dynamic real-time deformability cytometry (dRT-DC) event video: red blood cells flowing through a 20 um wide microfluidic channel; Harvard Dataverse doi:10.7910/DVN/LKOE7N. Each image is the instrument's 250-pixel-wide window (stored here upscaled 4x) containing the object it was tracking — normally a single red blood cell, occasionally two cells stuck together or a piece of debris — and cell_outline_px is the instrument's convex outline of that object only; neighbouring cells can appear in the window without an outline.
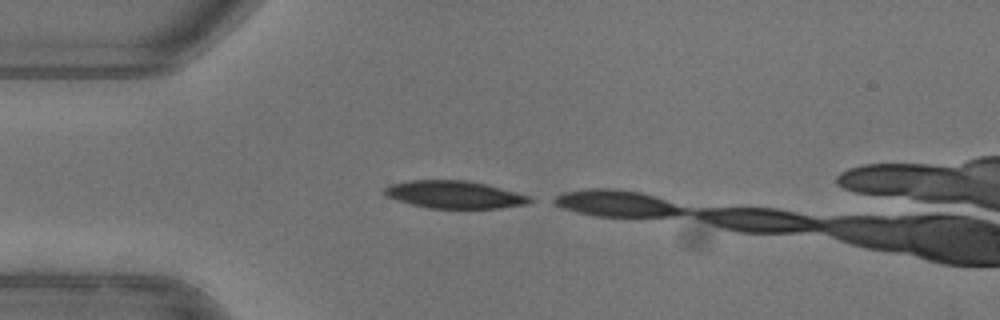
{"species": "common noctule bat (a hibernating species)", "species_latin": "Nyctalus noctula", "temperature_condition": "warm", "stored_images_in_passage": 3, "camera_frame_rate_fps": 3000, "um_per_image_px": 0.085, "animal": {"sex": "female"}, "frame": {"image": 1, "passage_image": 1, "time_ms": 0.0, "image_size_px": [1000, 320], "cell_outline_px": [[536, 200], [528, 204], [500, 208], [428, 208], [396, 200], [388, 196], [384, 192], [384, 188], [392, 184], [408, 180], [464, 180], [484, 184], [516, 192], [528, 196]], "centroid_in_image_um": [38.64, 16.54], "position_along_channel_um": 46.4, "area_um2": 23.12}}